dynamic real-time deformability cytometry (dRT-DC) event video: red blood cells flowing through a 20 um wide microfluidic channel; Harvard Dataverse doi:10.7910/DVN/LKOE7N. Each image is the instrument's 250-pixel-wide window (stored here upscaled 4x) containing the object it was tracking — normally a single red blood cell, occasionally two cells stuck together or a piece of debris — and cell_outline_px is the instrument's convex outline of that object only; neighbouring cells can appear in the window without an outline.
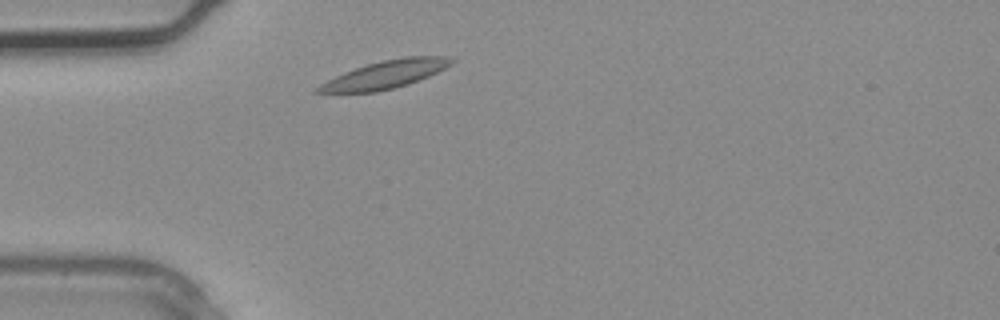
{"species": "common noctule bat (a hibernating species)", "species_latin": "Nyctalus noctula", "temperature_condition": "warm", "stored_images_in_passage": 3, "camera_frame_rate_fps": 3000, "um_per_image_px": 0.085, "animal": {"sex": "male", "body_mass_g": 20.4}, "frame": {"image": 1, "passage_image": 3, "time_ms": 0.667, "image_size_px": [1000, 320], "cell_outline_px": [[456, 60], [452, 64], [428, 76], [408, 84], [376, 92], [312, 92], [320, 84], [344, 72], [368, 64], [384, 60], [404, 56], [448, 56]], "centroid_in_image_um": [32.78, 6.32], "position_along_channel_um": 52.2, "area_um2": 21.27}}